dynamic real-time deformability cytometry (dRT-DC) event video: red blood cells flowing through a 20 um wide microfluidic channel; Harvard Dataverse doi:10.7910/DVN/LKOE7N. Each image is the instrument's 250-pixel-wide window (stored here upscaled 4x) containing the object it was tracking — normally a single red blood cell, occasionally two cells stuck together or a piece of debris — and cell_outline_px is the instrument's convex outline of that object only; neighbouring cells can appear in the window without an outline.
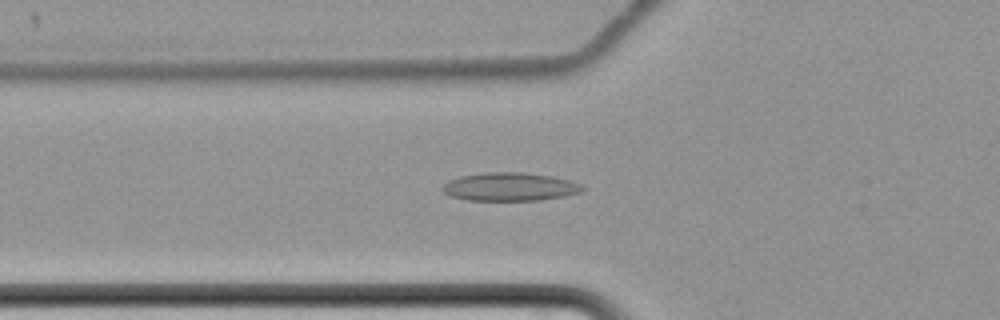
{"species": "common noctule bat (a hibernating species)", "species_latin": "Nyctalus noctula", "temperature_condition": "cold", "stored_images_in_passage": 45, "camera_frame_rate_fps": 3000, "um_per_image_px": 0.085, "animal": {"sex": "female", "body_mass_g": 22.7, "forearm_length_mm": 54.2}, "frame": {"image": 1, "passage_image": 7, "time_ms": 2.0, "image_size_px": [1000, 320], "cell_outline_px": [[584, 188], [580, 192], [564, 196], [540, 200], [468, 200], [448, 196], [440, 188], [448, 180], [460, 176], [484, 172], [524, 172], [552, 176], [568, 180], [580, 184]], "centroid_in_image_um": [43.28, 15.87], "position_along_channel_um": 82.5, "area_um2": 23.12}}
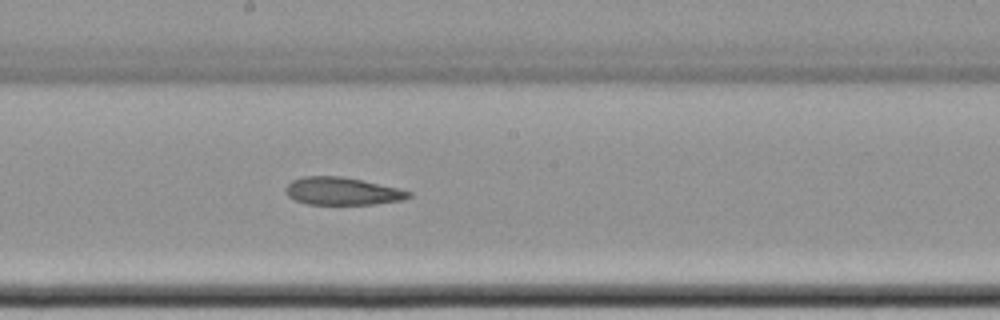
{"frame": {"image": 2, "passage_image": 19, "time_ms": 6.0, "image_size_px": [1000, 320], "cell_outline_px": [[412, 196], [404, 200], [376, 204], [308, 204], [296, 200], [288, 196], [284, 188], [292, 180], [304, 176], [340, 176], [400, 188], [412, 192]], "centroid_in_image_um": [29.12, 16.25], "position_along_channel_um": 219.1, "area_um2": 19.83}}
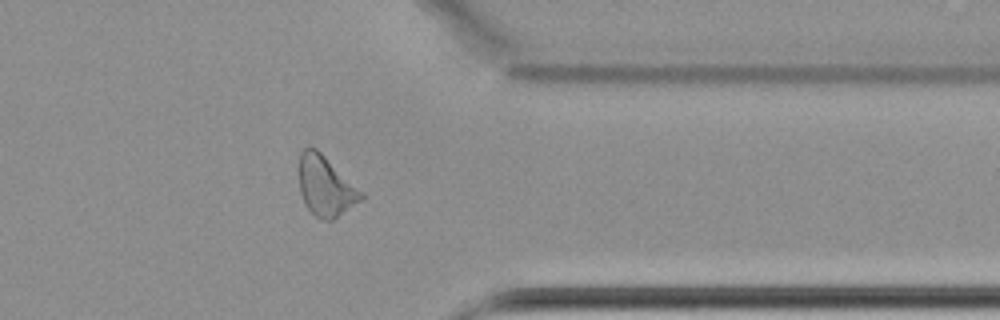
{"frame": {"image": 3, "passage_image": 34, "time_ms": 11.0, "image_size_px": [1000, 320], "cell_outline_px": [[364, 196], [360, 200], [332, 220], [320, 220], [304, 204], [300, 192], [296, 168], [300, 152], [304, 148], [316, 148], [364, 192]], "centroid_in_image_um": [27.62, 15.79], "position_along_channel_um": 383.8, "area_um2": 21.96}, "authors_computed_cell_mechanics": {"area_um2": 21.7906, "velocity_mm_per_s": 3.4303, "shape_relaxation_time_tau1_ms": null, "shape_relaxation_time_tau2_ms": 4.7717, "deformation_change_tau1": null, "deformation_change_tau2": 0.1175}}